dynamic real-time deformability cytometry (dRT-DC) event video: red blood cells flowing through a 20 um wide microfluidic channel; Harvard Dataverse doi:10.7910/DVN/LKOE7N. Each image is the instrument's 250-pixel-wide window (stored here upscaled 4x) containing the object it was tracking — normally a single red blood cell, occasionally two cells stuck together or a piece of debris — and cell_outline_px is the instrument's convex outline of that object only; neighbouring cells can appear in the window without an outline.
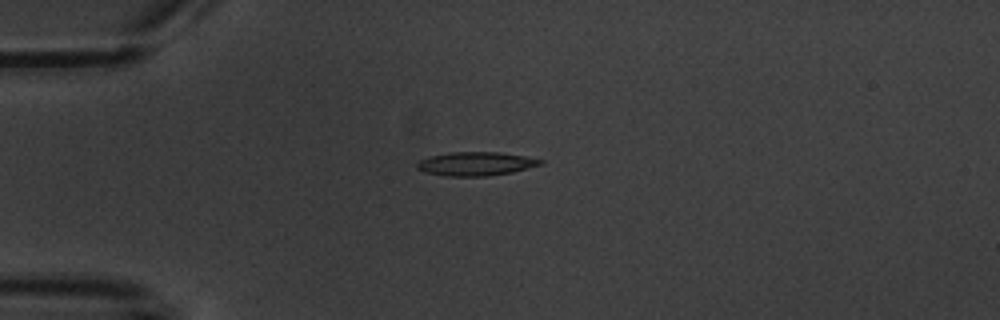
{"species": "common noctule bat (a hibernating species)", "species_latin": "Nyctalus noctula", "temperature_condition": "warm", "stored_images_in_passage": 10, "camera_frame_rate_fps": 3000, "um_per_image_px": 0.085, "animal": {"sex": "male", "body_mass_g": 20.1, "forearm_length_mm": 53.5}, "frame": {"image": 1, "passage_image": 4, "time_ms": 3.667, "image_size_px": [1000, 320], "cell_outline_px": [[544, 164], [512, 172], [488, 176], [448, 176], [424, 172], [416, 168], [416, 164], [420, 160], [428, 156], [452, 152], [500, 152], [524, 156], [544, 160]], "centroid_in_image_um": [40.44, 13.92], "position_along_channel_um": 44.6, "area_um2": 17.11}}
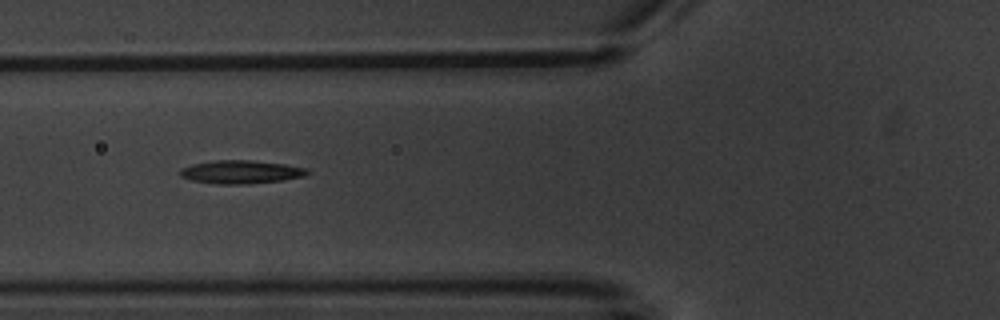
{"frame": {"image": 2, "passage_image": 6, "time_ms": 6.0, "image_size_px": [1000, 320], "cell_outline_px": [[312, 172], [304, 176], [280, 180], [248, 184], [216, 184], [192, 180], [180, 176], [180, 168], [192, 164], [216, 160], [252, 160], [284, 164], [308, 168]], "centroid_in_image_um": [20.49, 14.61], "position_along_channel_um": 105.3, "area_um2": 17.28}}
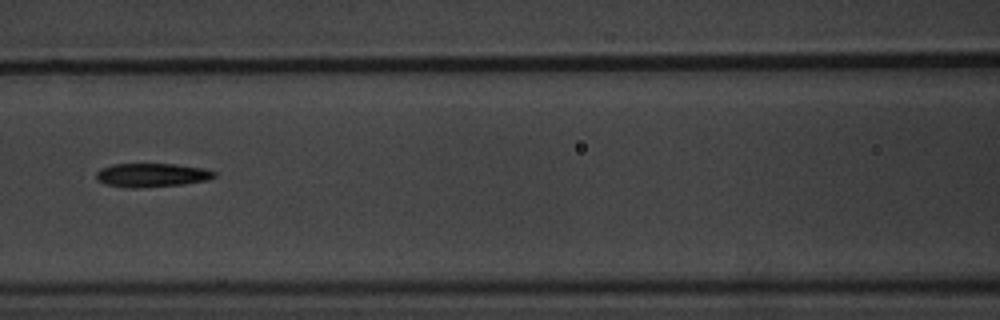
{"frame": {"image": 3, "passage_image": 7, "time_ms": 7.333, "image_size_px": [1000, 320], "cell_outline_px": [[216, 176], [208, 180], [184, 184], [132, 188], [128, 188], [104, 184], [96, 180], [96, 172], [100, 168], [112, 164], [176, 164], [204, 168], [216, 172]], "centroid_in_image_um": [12.88, 14.88], "position_along_channel_um": 153.7, "area_um2": 16.47}}